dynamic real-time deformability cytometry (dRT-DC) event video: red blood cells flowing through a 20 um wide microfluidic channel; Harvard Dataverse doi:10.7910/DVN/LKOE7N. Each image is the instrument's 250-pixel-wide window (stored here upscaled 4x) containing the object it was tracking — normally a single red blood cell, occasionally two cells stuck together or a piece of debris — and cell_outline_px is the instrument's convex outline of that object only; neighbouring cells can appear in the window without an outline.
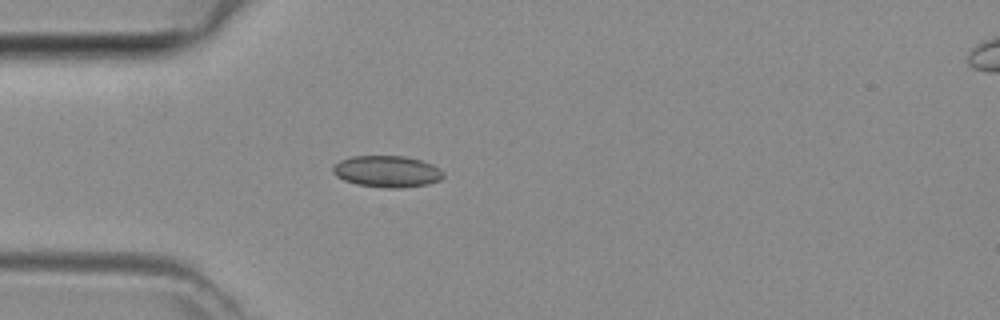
{"species": "common noctule bat (a hibernating species)", "species_latin": "Nyctalus noctula", "temperature_condition": "room temperature", "stored_images_in_passage": 40, "camera_frame_rate_fps": 3000, "um_per_image_px": 0.085, "animal": {"sex": "female", "body_mass_g": 29.2, "forearm_length_mm": 56.3}, "frame": {"image": 1, "passage_image": 6, "time_ms": 1.667, "image_size_px": [1000, 320], "cell_outline_px": [[444, 176], [440, 180], [428, 184], [400, 188], [384, 188], [356, 184], [344, 180], [336, 176], [332, 172], [332, 168], [340, 160], [352, 156], [404, 156], [420, 160], [432, 164], [440, 168], [444, 172]], "centroid_in_image_um": [32.91, 14.58], "position_along_channel_um": 52.1, "area_um2": 20.4}}
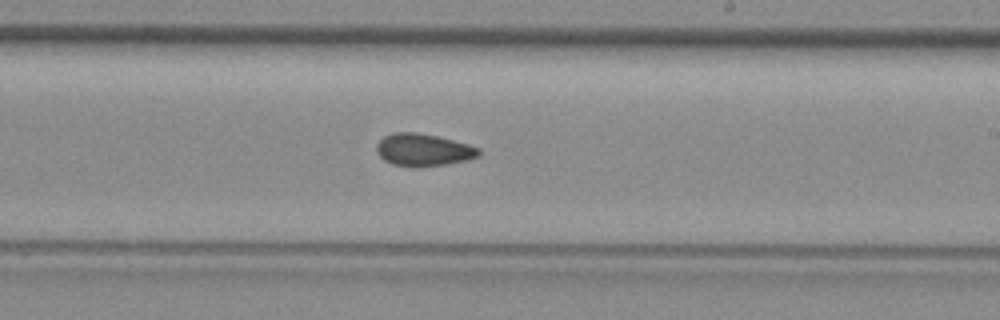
{"frame": {"image": 2, "passage_image": 20, "time_ms": 6.333, "image_size_px": [1000, 320], "cell_outline_px": [[480, 156], [464, 160], [444, 164], [416, 168], [412, 168], [392, 164], [384, 160], [376, 152], [376, 144], [384, 136], [396, 132], [416, 132], [436, 136], [468, 144], [480, 148]], "centroid_in_image_um": [35.95, 12.75], "position_along_channel_um": 253.1, "area_um2": 19.31}}
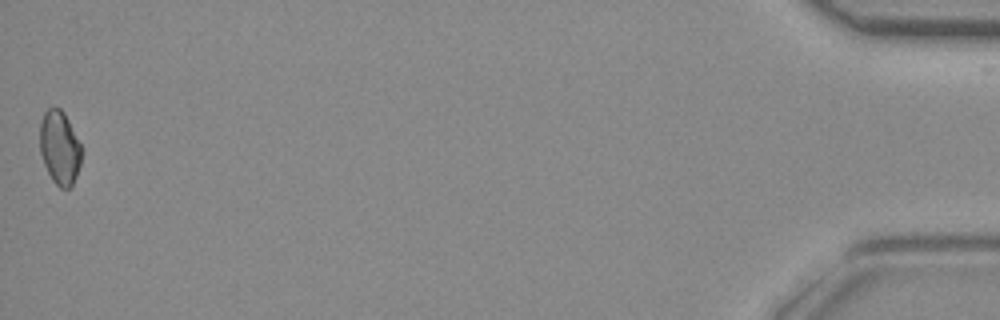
{"frame": {"image": 3, "passage_image": 39, "time_ms": 12.667, "image_size_px": [1000, 320], "cell_outline_px": [[80, 164], [76, 176], [72, 184], [68, 188], [60, 188], [52, 180], [44, 164], [40, 152], [40, 124], [44, 112], [48, 108], [60, 108], [64, 112], [80, 144]], "centroid_in_image_um": [5.04, 12.55], "position_along_channel_um": 430.2, "area_um2": 17.57}}